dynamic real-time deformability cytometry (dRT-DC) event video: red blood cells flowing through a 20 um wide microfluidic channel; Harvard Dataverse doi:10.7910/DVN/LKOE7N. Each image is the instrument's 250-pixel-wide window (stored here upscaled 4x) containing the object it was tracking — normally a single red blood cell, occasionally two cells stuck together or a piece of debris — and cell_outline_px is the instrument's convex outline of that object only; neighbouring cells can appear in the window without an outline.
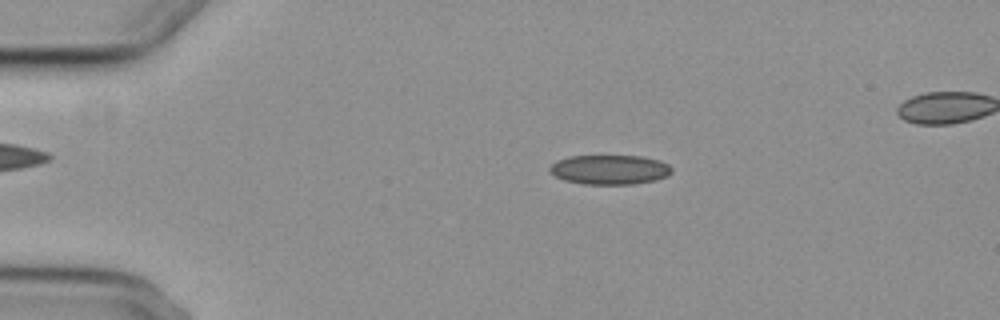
{"species": "common noctule bat (a hibernating species)", "species_latin": "Nyctalus noctula", "temperature_condition": "cold", "stored_images_in_passage": 6, "camera_frame_rate_fps": 3000, "um_per_image_px": 0.085, "animal": {"sex": "female", "body_mass_g": 29.2, "forearm_length_mm": 56.3}, "frame": {"image": 1, "passage_image": 1, "time_ms": 0.0, "image_size_px": [1000, 320], "cell_outline_px": [[672, 172], [668, 176], [656, 180], [632, 184], [584, 184], [564, 180], [548, 172], [548, 168], [556, 160], [568, 156], [640, 156], [660, 160], [668, 164], [672, 168]], "centroid_in_image_um": [51.82, 14.42], "position_along_channel_um": 33.2, "area_um2": 21.15}}
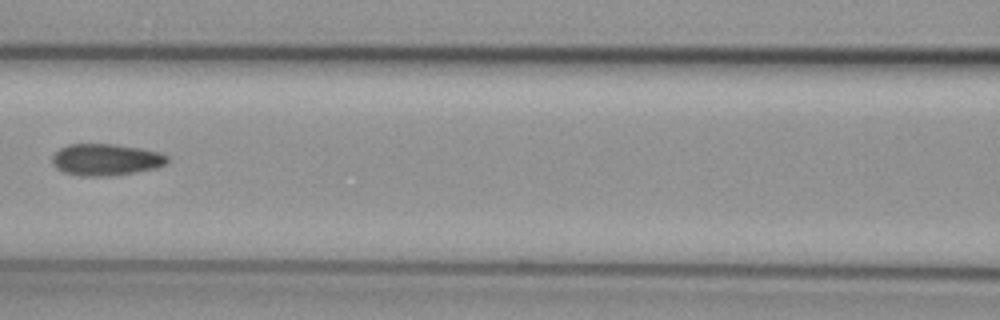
{"frame": {"image": 2, "passage_image": 5, "time_ms": 4.667, "image_size_px": [1000, 320], "cell_outline_px": [[168, 160], [164, 164], [156, 168], [136, 172], [108, 176], [80, 176], [64, 172], [56, 168], [52, 164], [52, 156], [60, 148], [68, 144], [116, 144], [140, 148], [156, 152], [168, 156]], "centroid_in_image_um": [8.96, 13.57], "position_along_channel_um": 157.6, "area_um2": 21.21}}
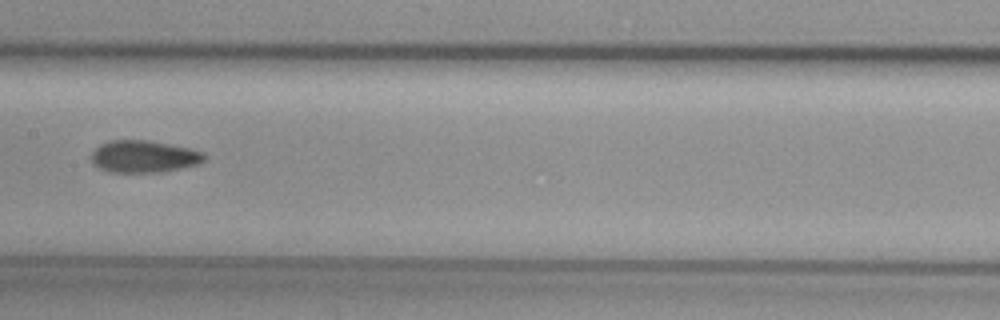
{"frame": {"image": 3, "passage_image": 6, "time_ms": 5.667, "image_size_px": [1000, 320], "cell_outline_px": [[204, 160], [200, 164], [160, 172], [108, 172], [92, 164], [92, 152], [100, 144], [108, 140], [148, 140], [192, 148], [204, 152]], "centroid_in_image_um": [12.23, 13.3], "position_along_channel_um": 195.2, "area_um2": 21.27}}